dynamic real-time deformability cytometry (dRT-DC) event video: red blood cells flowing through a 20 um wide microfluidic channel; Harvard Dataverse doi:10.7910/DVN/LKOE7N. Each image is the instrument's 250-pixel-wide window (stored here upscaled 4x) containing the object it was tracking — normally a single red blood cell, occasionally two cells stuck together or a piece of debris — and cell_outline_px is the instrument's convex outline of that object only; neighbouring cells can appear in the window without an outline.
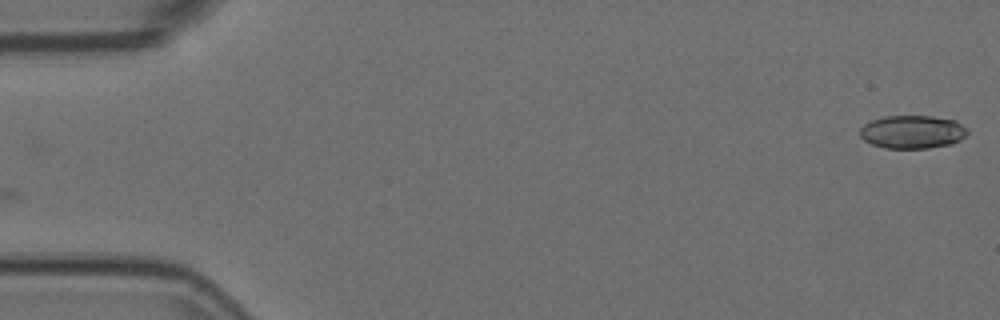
{"species": "Egyptian fruit bat (a non-hibernating species)", "species_latin": "Rousettus aegyptiacus", "temperature_condition": "room temperature", "stored_images_in_passage": 54, "camera_frame_rate_fps": 3000, "um_per_image_px": 0.085, "animal": {"sex": "female"}, "frame": {"image": 1, "passage_image": 1, "time_ms": 0.0, "image_size_px": [1000, 320], "cell_outline_px": [[968, 132], [960, 140], [952, 144], [928, 148], [884, 148], [872, 144], [864, 140], [860, 136], [860, 128], [864, 124], [872, 120], [884, 116], [932, 116], [956, 120], [968, 128]], "centroid_in_image_um": [77.57, 11.21], "position_along_channel_um": 7.4, "area_um2": 20.92}}
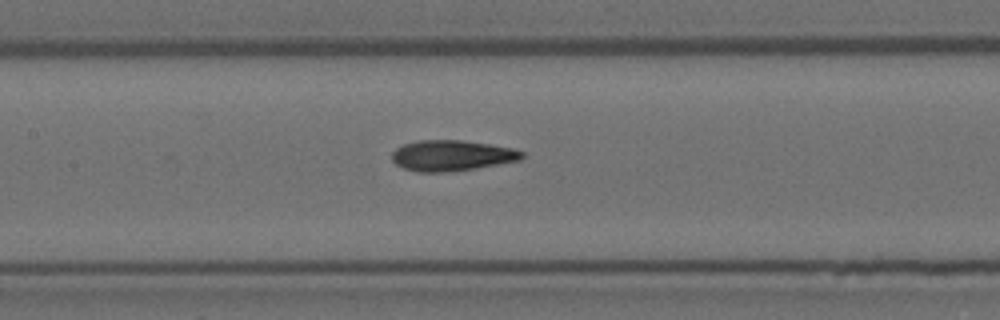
{"frame": {"image": 2, "passage_image": 25, "time_ms": 8.0, "image_size_px": [1000, 320], "cell_outline_px": [[524, 156], [520, 160], [476, 168], [444, 172], [416, 172], [404, 168], [396, 164], [392, 160], [392, 152], [396, 148], [404, 144], [420, 140], [460, 140], [488, 144], [512, 148], [524, 152]], "centroid_in_image_um": [38.38, 13.22], "position_along_channel_um": 169.0, "area_um2": 23.12}}
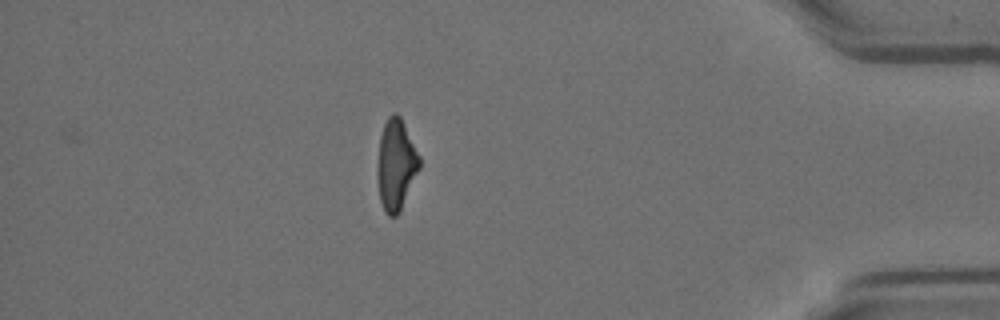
{"frame": {"image": 3, "passage_image": 47, "time_ms": 15.333, "image_size_px": [1000, 320], "cell_outline_px": [[420, 168], [400, 212], [396, 216], [388, 216], [384, 212], [380, 200], [376, 172], [376, 168], [380, 136], [384, 124], [388, 116], [392, 112], [396, 112], [400, 116], [420, 156]], "centroid_in_image_um": [33.65, 14.01], "position_along_channel_um": 401.6, "area_um2": 22.54}, "authors_computed_cell_mechanics": {"area_um2": 22.6576, "velocity_mm_per_s": 3.7716, "shape_relaxation_time_tau1_ms": 4.7061, "shape_relaxation_time_tau2_ms": 2.2311, "deformation_change_tau1": 0.1893, "deformation_change_tau2": 0.1114}}